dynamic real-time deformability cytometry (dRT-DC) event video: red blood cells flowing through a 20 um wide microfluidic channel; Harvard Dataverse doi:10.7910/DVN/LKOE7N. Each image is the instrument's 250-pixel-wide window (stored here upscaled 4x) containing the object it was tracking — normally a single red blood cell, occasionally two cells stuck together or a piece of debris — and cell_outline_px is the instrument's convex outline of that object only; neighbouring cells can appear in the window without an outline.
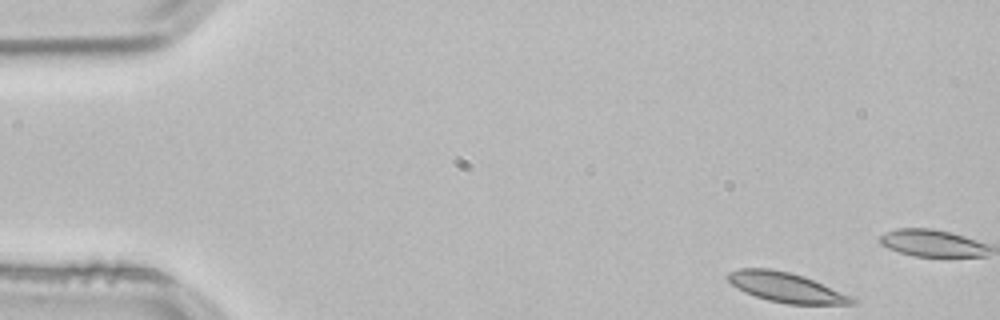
{"species": "common noctule bat (a hibernating species)", "species_latin": "Nyctalus noctula", "temperature_condition": "room temperature", "stored_images_in_passage": 10, "camera_frame_rate_fps": 3000, "um_per_image_px": 0.085, "animal": {"sex": "male", "body_mass_g": 21.5, "forearm_length_mm": 52.0}, "frame": {"image": 1, "passage_image": 1, "time_ms": 0.0, "image_size_px": [1000, 320], "cell_outline_px": [[856, 304], [788, 304], [768, 300], [744, 292], [732, 284], [724, 276], [728, 272], [740, 268], [768, 268], [788, 272], [804, 276], [848, 296], [856, 300]], "centroid_in_image_um": [66.73, 24.42], "position_along_channel_um": 18.3, "area_um2": 21.1}}